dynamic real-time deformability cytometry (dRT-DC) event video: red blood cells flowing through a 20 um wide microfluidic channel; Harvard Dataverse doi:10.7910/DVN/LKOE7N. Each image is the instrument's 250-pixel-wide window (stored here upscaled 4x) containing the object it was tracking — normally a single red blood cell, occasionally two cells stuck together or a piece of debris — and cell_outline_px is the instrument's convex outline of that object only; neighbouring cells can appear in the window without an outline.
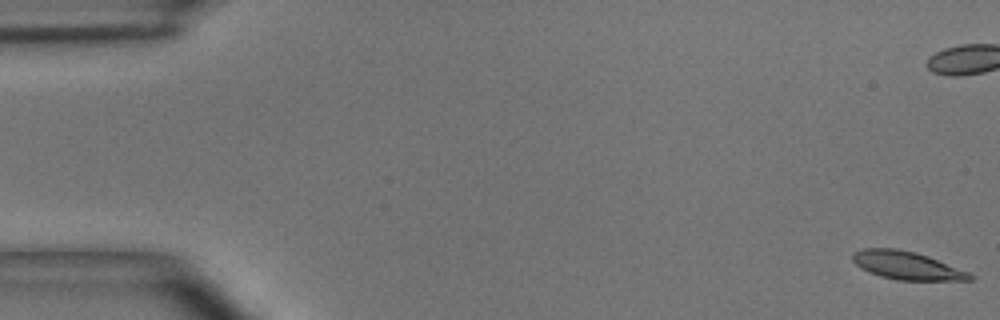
{"species": "common noctule bat (a hibernating species)", "species_latin": "Nyctalus noctula", "temperature_condition": "room temperature", "stored_images_in_passage": 51, "camera_frame_rate_fps": 3000, "um_per_image_px": 0.085, "animal": {"sex": "male", "body_mass_g": 15.6}, "frame": {"image": 1, "passage_image": 1, "time_ms": 0.0, "image_size_px": [1000, 320], "cell_outline_px": [[972, 280], [896, 280], [880, 276], [868, 272], [860, 268], [852, 260], [852, 252], [864, 248], [896, 248], [916, 252], [928, 256], [968, 272], [972, 276]], "centroid_in_image_um": [77.01, 22.56], "position_along_channel_um": 8.0, "area_um2": 19.13}, "authors_computed_cell_mechanics": {"area_um2": 19.363, "velocity_mm_per_s": 3.9163, "shape_relaxation_time_tau1_ms": 3.7785, "shape_relaxation_time_tau2_ms": 4.8322, "deformation_change_tau1": 0.1217, "deformation_change_tau2": 0.1134}}